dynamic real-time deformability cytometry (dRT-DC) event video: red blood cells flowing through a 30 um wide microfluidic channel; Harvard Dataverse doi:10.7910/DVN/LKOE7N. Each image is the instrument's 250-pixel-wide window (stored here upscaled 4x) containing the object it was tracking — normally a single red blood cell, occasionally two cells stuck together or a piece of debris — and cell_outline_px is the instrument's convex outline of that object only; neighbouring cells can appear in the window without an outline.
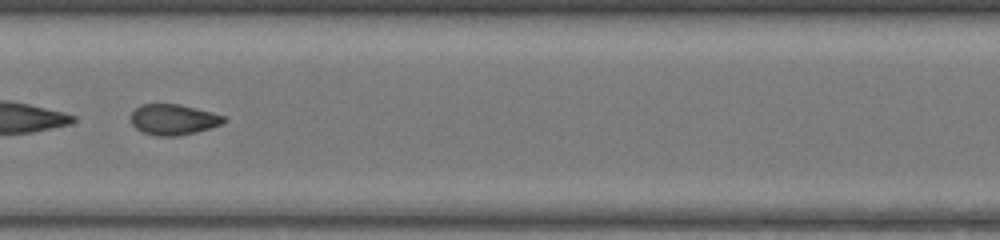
{"species": "common noctule bat (a hibernating species)", "species_latin": "Nyctalus noctula", "temperature_condition": "warm", "stored_images_in_passage": 46, "segment_of_instrument_passage": [2, 2], "camera_frame_rate_fps": 3000, "um_per_image_px": 0.085, "animal": {"sex": "female", "body_mass_g": 17.0, "forearm_length_mm": 48.0}, "frame": {"image": 1, "passage_image": 24, "time_ms": 7.667, "image_size_px": [1000, 240], "cell_outline_px": [[228, 120], [224, 124], [196, 132], [180, 136], [156, 136], [144, 132], [136, 128], [132, 124], [132, 112], [140, 104], [180, 104], [212, 112], [224, 116]], "centroid_in_image_um": [14.78, 10.16], "position_along_channel_um": 192.6, "area_um2": 16.7}}
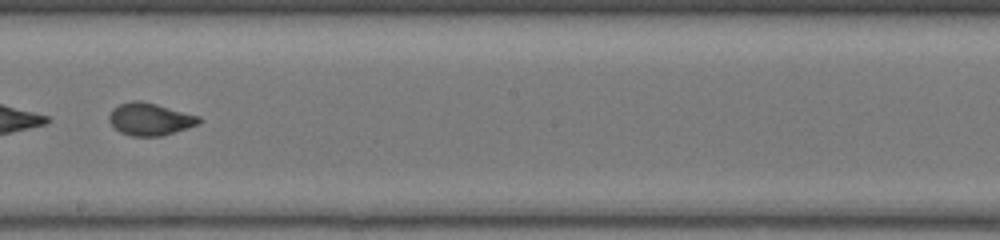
{"frame": {"image": 2, "passage_image": 27, "time_ms": 8.667, "image_size_px": [1000, 240], "cell_outline_px": [[204, 120], [200, 124], [160, 136], [132, 136], [120, 132], [108, 120], [108, 116], [112, 108], [120, 104], [132, 100], [140, 100], [156, 104], [200, 116]], "centroid_in_image_um": [12.76, 10.12], "position_along_channel_um": 235.4, "area_um2": 16.99}}